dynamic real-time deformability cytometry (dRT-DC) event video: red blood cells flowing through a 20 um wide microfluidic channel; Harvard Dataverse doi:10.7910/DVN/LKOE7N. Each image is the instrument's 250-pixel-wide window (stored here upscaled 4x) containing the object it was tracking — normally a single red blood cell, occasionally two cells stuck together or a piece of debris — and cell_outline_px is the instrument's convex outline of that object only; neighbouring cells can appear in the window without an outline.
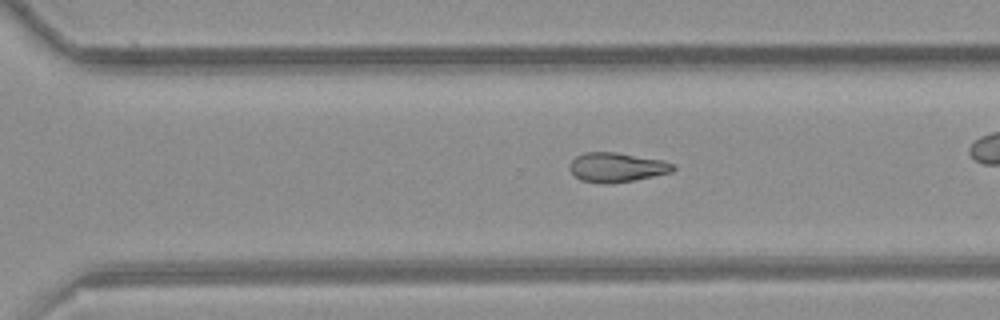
{"species": "common noctule bat (a hibernating species)", "species_latin": "Nyctalus noctula", "temperature_condition": "room temperature", "stored_images_in_passage": 52, "camera_frame_rate_fps": 3000, "um_per_image_px": 0.085, "animal": {"sex": "female", "body_mass_g": 21.9}, "frame": {"image": 1, "passage_image": 37, "time_ms": 12.0, "image_size_px": [1000, 320], "cell_outline_px": [[676, 168], [672, 172], [632, 180], [608, 184], [604, 184], [580, 180], [568, 168], [568, 164], [576, 156], [584, 152], [616, 152], [664, 160], [672, 164]], "centroid_in_image_um": [52.39, 14.21], "position_along_channel_um": 318.2, "area_um2": 17.74}}